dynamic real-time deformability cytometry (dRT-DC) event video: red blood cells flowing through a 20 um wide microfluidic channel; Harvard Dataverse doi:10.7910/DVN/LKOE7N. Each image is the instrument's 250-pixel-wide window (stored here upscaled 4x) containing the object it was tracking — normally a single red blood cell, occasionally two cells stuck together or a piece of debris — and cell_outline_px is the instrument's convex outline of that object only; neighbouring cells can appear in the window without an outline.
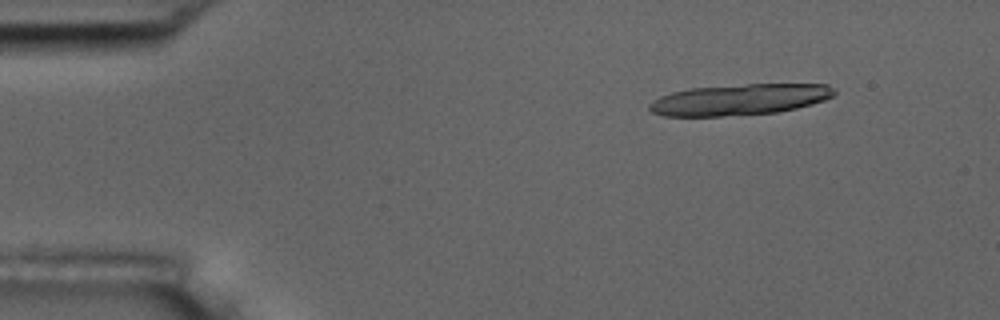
{"species": "common noctule bat (a hibernating species)", "species_latin": "Nyctalus noctula", "temperature_condition": "room temperature", "stored_images_in_passage": 4, "camera_frame_rate_fps": 3000, "um_per_image_px": 0.085, "animal": {"sex": "male", "body_mass_g": 17.5, "forearm_length_mm": 52.3}, "frame": {"image": 1, "passage_image": 2, "time_ms": 1.0, "image_size_px": [1000, 320], "cell_outline_px": [[836, 92], [832, 96], [824, 100], [812, 104], [796, 108], [776, 112], [720, 116], [664, 116], [652, 112], [648, 108], [648, 104], [652, 100], [660, 96], [672, 92], [688, 88], [748, 84], [828, 84]], "centroid_in_image_um": [62.82, 8.46], "position_along_channel_um": 22.2, "area_um2": 33.41}}